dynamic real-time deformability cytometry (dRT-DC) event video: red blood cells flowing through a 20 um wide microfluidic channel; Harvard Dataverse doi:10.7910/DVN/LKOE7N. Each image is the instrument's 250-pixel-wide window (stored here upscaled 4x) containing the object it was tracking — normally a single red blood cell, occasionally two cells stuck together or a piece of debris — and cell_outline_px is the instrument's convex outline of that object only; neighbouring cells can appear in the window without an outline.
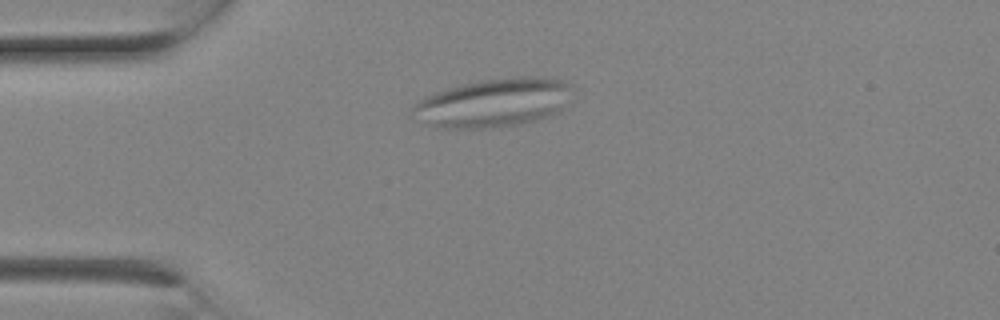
{"species": "Egyptian fruit bat (a non-hibernating species)", "species_latin": "Rousettus aegyptiacus", "temperature_condition": "room temperature", "stored_images_in_passage": 2, "camera_frame_rate_fps": 3000, "um_per_image_px": 0.085, "animal": {"sex": "female"}, "frame": {"image": 1, "passage_image": 2, "time_ms": 0.333, "image_size_px": [1000, 320], "cell_outline_px": [[572, 100], [560, 112], [536, 120], [520, 124], [484, 128], [436, 128], [412, 108], [424, 96], [448, 88], [480, 80], [516, 76], [544, 76], [560, 80], [572, 84]], "centroid_in_image_um": [42.12, 8.7], "position_along_channel_um": 42.9, "area_um2": 45.03}}